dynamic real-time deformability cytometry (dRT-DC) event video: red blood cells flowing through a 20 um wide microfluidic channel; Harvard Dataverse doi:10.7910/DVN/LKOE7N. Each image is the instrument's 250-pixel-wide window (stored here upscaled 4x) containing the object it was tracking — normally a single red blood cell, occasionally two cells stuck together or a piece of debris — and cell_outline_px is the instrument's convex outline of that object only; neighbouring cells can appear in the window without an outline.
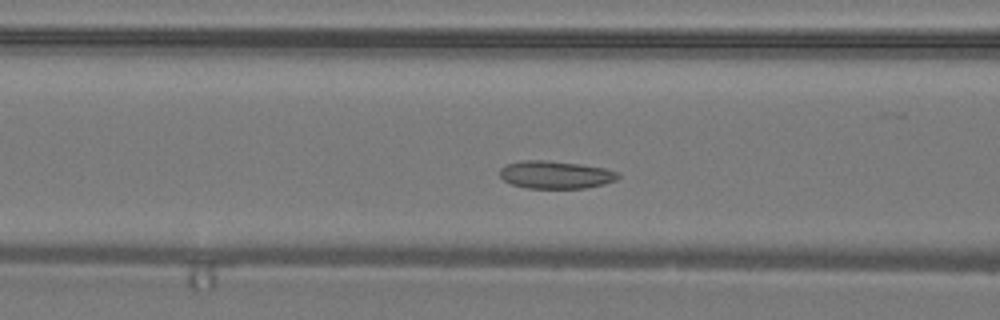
{"species": "common noctule bat (a hibernating species)", "species_latin": "Nyctalus noctula", "temperature_condition": "warm", "stored_images_in_passage": 32, "camera_frame_rate_fps": 3000, "um_per_image_px": 0.085, "animal": {"sex": "male", "body_mass_g": 19.2, "forearm_length_mm": 51.8}, "frame": {"image": 1, "passage_image": 8, "time_ms": 2.333, "image_size_px": [1000, 320], "cell_outline_px": [[620, 176], [616, 180], [604, 184], [584, 188], [528, 188], [512, 184], [504, 180], [500, 176], [500, 168], [508, 164], [520, 160], [544, 160], [580, 164], [604, 168], [620, 172]], "centroid_in_image_um": [47.24, 14.85], "position_along_channel_um": 119.4, "area_um2": 19.07}}
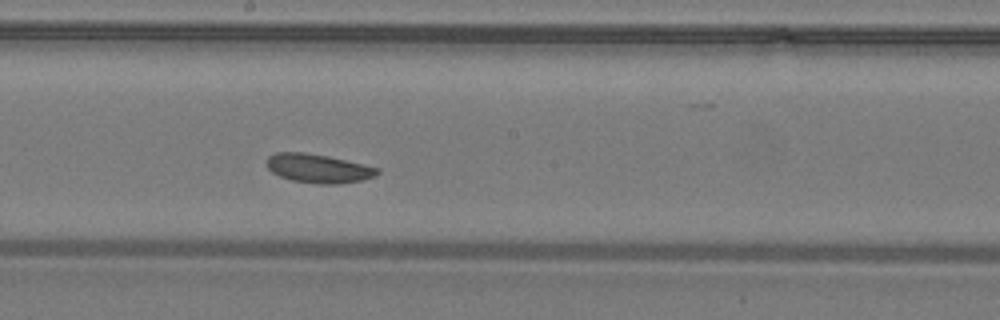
{"frame": {"image": 2, "passage_image": 14, "time_ms": 4.333, "image_size_px": [1000, 320], "cell_outline_px": [[380, 172], [376, 176], [364, 180], [336, 184], [320, 184], [292, 180], [280, 176], [272, 172], [268, 168], [268, 156], [276, 152], [304, 152], [328, 156], [380, 168]], "centroid_in_image_um": [27.09, 14.31], "position_along_channel_um": 221.1, "area_um2": 18.55}}
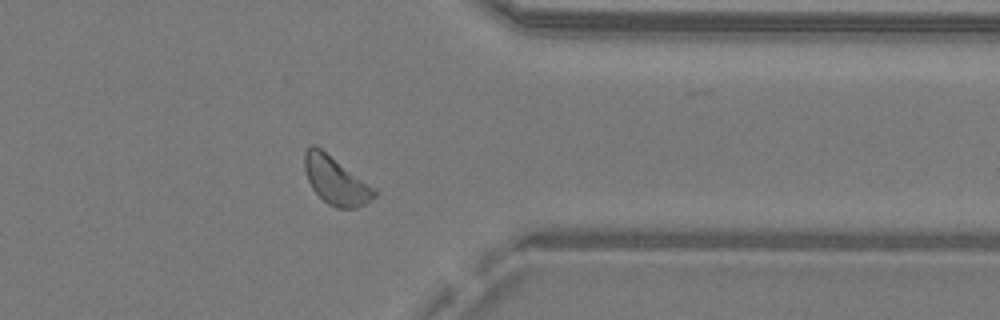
{"frame": {"image": 3, "passage_image": 24, "time_ms": 7.667, "image_size_px": [1000, 320], "cell_outline_px": [[376, 196], [364, 204], [356, 208], [340, 208], [328, 204], [312, 188], [308, 180], [304, 168], [304, 152], [312, 144], [316, 144], [372, 188], [376, 192]], "centroid_in_image_um": [28.47, 15.33], "position_along_channel_um": 382.9, "area_um2": 18.79}}